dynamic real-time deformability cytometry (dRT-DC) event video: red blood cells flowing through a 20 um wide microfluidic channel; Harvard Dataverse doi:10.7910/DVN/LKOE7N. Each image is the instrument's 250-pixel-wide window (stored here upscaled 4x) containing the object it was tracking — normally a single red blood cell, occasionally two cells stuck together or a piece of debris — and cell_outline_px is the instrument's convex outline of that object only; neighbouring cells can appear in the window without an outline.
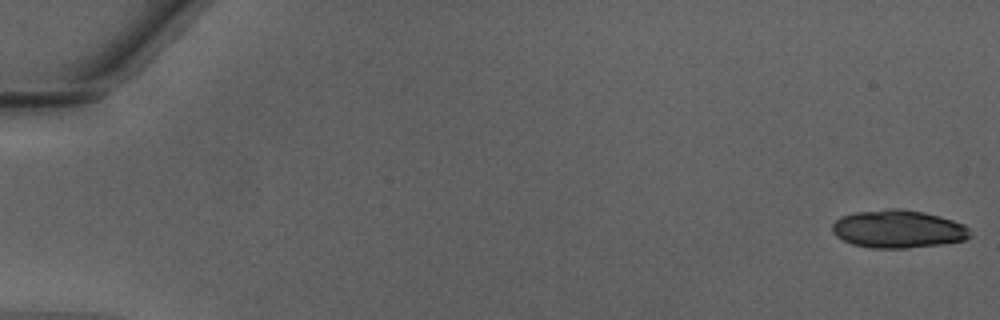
{"species": "Egyptian fruit bat (a non-hibernating species)", "species_latin": "Rousettus aegyptiacus", "temperature_condition": "warm", "stored_images_in_passage": 19, "camera_frame_rate_fps": 3000, "um_per_image_px": 0.085, "animal": {"sex": "male"}, "frame": {"image": 1, "passage_image": 1, "time_ms": 0.0, "image_size_px": [1000, 320], "cell_outline_px": [[972, 236], [964, 240], [944, 244], [904, 248], [872, 248], [852, 244], [836, 236], [832, 232], [832, 224], [840, 216], [856, 212], [888, 208], [904, 208], [924, 212], [940, 216], [964, 224], [968, 228]], "centroid_in_image_um": [76.34, 19.46], "position_along_channel_um": 8.7, "area_um2": 30.69}}
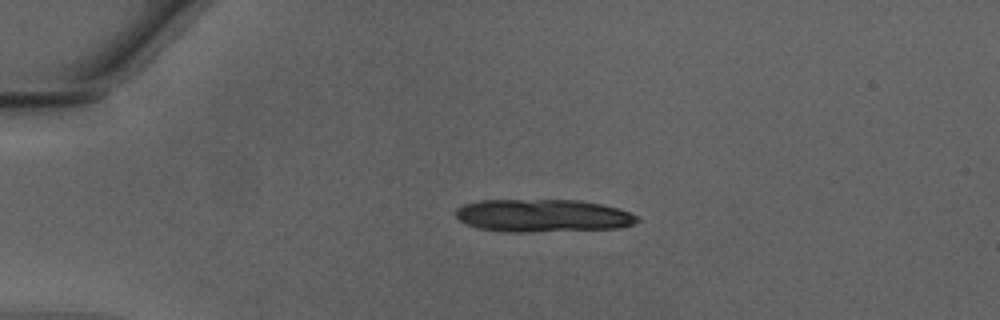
{"frame": {"image": 2, "passage_image": 12, "time_ms": 3.667, "image_size_px": [1000, 320], "cell_outline_px": [[640, 220], [632, 224], [616, 228], [532, 232], [508, 232], [480, 228], [468, 224], [460, 220], [456, 216], [456, 208], [464, 204], [480, 200], [580, 200], [604, 204], [620, 208], [636, 216]], "centroid_in_image_um": [46.15, 18.32], "position_along_channel_um": 38.9, "area_um2": 34.62}}